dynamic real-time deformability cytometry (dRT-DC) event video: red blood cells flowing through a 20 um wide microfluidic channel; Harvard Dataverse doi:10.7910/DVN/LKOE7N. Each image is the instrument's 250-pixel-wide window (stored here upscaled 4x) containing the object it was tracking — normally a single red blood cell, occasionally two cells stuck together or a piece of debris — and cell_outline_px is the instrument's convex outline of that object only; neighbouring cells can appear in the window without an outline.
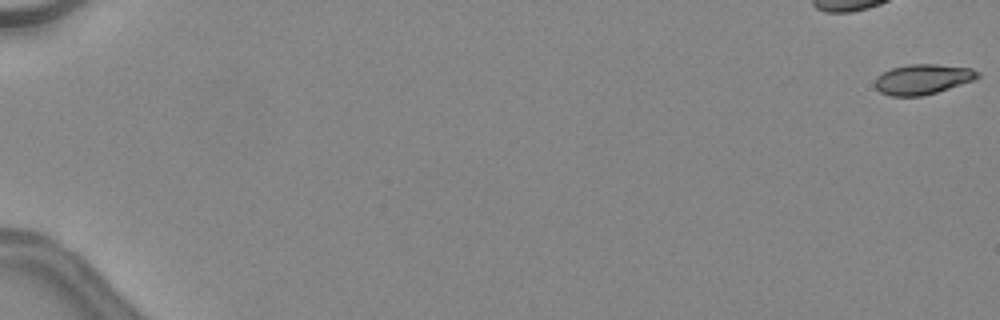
{"species": "common noctule bat (a hibernating species)", "species_latin": "Nyctalus noctula", "temperature_condition": "warm", "stored_images_in_passage": 7, "camera_frame_rate_fps": 3000, "um_per_image_px": 0.085, "animal": {"sex": "female", "body_mass_g": 24.6, "forearm_length_mm": 56.2}, "frame": {"image": 1, "passage_image": 1, "time_ms": 0.0, "image_size_px": [1000, 320], "cell_outline_px": [[980, 76], [976, 80], [936, 92], [920, 96], [892, 96], [880, 92], [876, 88], [876, 76], [892, 68], [908, 64], [936, 64], [972, 68], [980, 72]], "centroid_in_image_um": [78.47, 6.73], "position_along_channel_um": 6.5, "area_um2": 18.03}}